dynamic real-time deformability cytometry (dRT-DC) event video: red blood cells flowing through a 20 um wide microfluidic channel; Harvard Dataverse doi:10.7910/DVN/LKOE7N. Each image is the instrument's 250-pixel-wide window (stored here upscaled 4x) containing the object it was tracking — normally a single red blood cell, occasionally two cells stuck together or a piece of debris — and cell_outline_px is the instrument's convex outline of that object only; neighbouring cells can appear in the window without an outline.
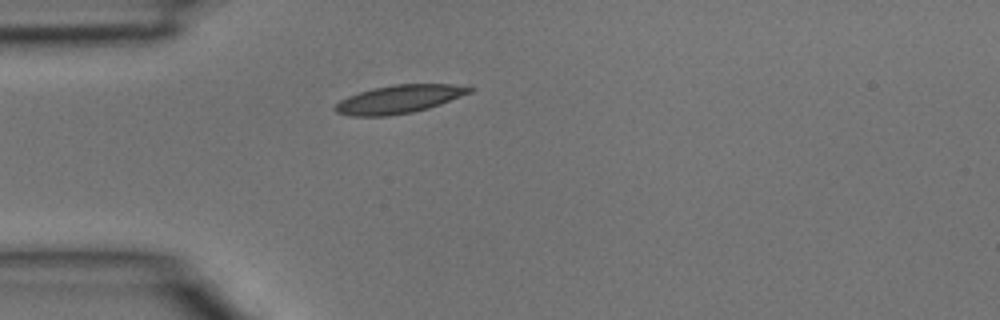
{"species": "common noctule bat (a hibernating species)", "species_latin": "Nyctalus noctula", "temperature_condition": "room temperature", "stored_images_in_passage": 5, "camera_frame_rate_fps": 3000, "um_per_image_px": 0.085, "animal": {"sex": "male", "body_mass_g": 15.6}, "frame": {"image": 1, "passage_image": 5, "time_ms": 1.333, "image_size_px": [1000, 320], "cell_outline_px": [[476, 88], [472, 92], [440, 104], [428, 108], [412, 112], [388, 116], [352, 116], [336, 112], [332, 108], [340, 100], [348, 96], [360, 92], [392, 84], [452, 84]], "centroid_in_image_um": [33.92, 8.43], "position_along_channel_um": 51.1, "area_um2": 21.96}}